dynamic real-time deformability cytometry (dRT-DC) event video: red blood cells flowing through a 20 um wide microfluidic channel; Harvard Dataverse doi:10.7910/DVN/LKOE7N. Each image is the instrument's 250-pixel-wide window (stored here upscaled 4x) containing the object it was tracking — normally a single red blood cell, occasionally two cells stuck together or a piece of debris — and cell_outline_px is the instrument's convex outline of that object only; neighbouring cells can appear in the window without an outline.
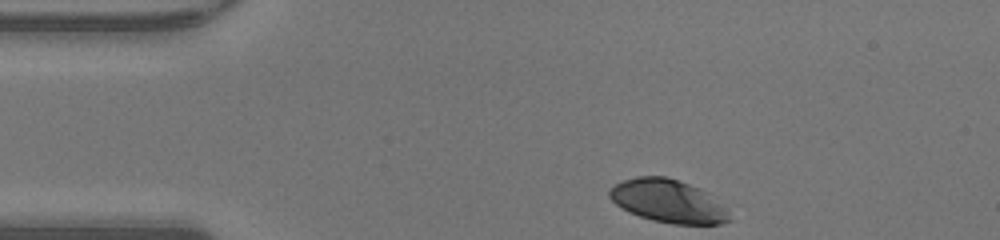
{"species": "human", "species_latin": "Homo sapiens", "temperature_condition": "warm", "stored_images_in_passage": 31, "camera_frame_rate_fps": 3000, "um_per_image_px": 0.085, "donor": {"sex": "male"}, "frame": {"image": 1, "passage_image": 1, "time_ms": 0.0, "image_size_px": [1000, 240], "cell_outline_px": [[732, 220], [720, 224], [672, 224], [652, 220], [628, 212], [616, 204], [608, 196], [608, 192], [616, 184], [624, 180], [636, 176], [664, 176], [700, 188], [724, 208], [728, 212]], "centroid_in_image_um": [56.75, 17.1], "position_along_channel_um": 28.2, "area_um2": 29.65}}
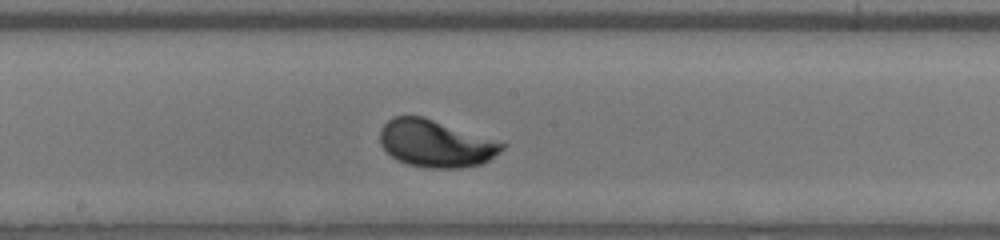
{"frame": {"image": 2, "passage_image": 18, "time_ms": 5.667, "image_size_px": [1000, 240], "cell_outline_px": [[508, 144], [500, 152], [484, 164], [460, 168], [424, 168], [408, 164], [396, 160], [380, 144], [380, 132], [384, 124], [392, 116], [424, 116]], "centroid_in_image_um": [37.05, 12.21], "position_along_channel_um": 211.1, "area_um2": 33.76}}
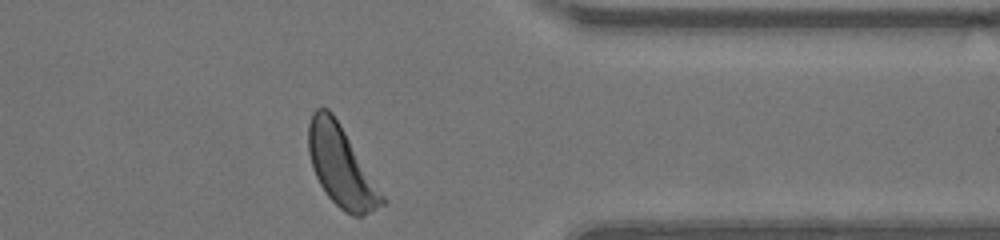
{"frame": {"image": 3, "passage_image": 31, "time_ms": 10.0, "image_size_px": [1000, 240], "cell_outline_px": [[384, 204], [360, 216], [352, 216], [344, 212], [328, 196], [320, 184], [312, 168], [308, 152], [308, 124], [312, 112], [316, 108], [328, 108], [332, 112], [340, 124], [384, 196]], "centroid_in_image_um": [28.95, 14.12], "position_along_channel_um": 382.4, "area_um2": 33.81}, "authors_computed_cell_mechanics": {"area_um2": 32.5414, "velocity_mm_per_s": 4.2722, "shape_relaxation_time_tau1_ms": 1.9509, "shape_relaxation_time_tau2_ms": null, "deformation_change_tau1": 0.1374, "deformation_change_tau2": null}}